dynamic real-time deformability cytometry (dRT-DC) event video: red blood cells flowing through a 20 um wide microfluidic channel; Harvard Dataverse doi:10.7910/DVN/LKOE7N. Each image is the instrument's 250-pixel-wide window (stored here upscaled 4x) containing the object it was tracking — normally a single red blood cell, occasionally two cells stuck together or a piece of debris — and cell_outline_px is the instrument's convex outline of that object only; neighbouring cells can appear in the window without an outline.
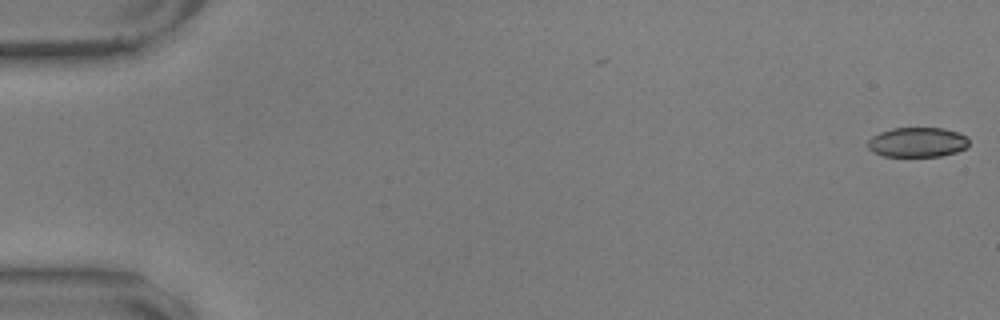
{"species": "common noctule bat (a hibernating species)", "species_latin": "Nyctalus noctula", "temperature_condition": "warm", "stored_images_in_passage": 7, "camera_frame_rate_fps": 3000, "um_per_image_px": 0.085, "animal": {"sex": "male", "body_mass_g": 17.9, "forearm_length_mm": 54.2}, "frame": {"image": 1, "passage_image": 1, "time_ms": 0.0, "image_size_px": [1000, 320], "cell_outline_px": [[968, 144], [964, 148], [956, 152], [940, 156], [884, 156], [872, 152], [864, 144], [872, 136], [880, 132], [892, 128], [944, 128], [960, 132], [968, 136]], "centroid_in_image_um": [77.95, 12.08], "position_along_channel_um": 7.0, "area_um2": 17.74}}